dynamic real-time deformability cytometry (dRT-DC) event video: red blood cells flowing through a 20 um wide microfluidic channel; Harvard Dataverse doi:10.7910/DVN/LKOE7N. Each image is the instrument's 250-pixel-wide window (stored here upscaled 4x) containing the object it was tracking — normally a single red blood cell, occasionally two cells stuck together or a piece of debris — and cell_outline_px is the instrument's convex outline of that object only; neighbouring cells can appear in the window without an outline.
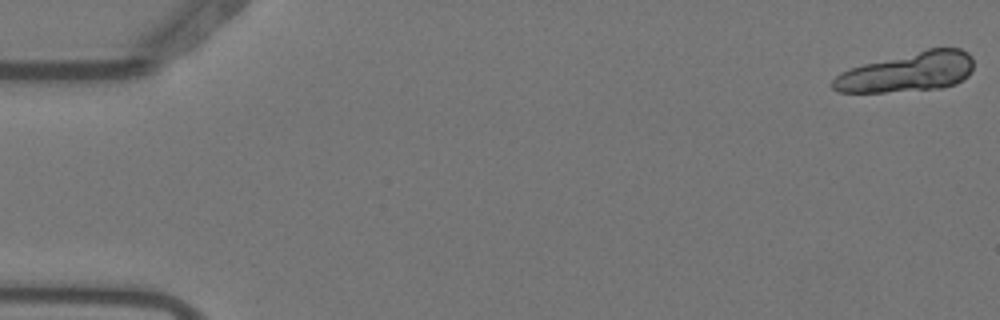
{"species": "Egyptian fruit bat (a non-hibernating species)", "species_latin": "Rousettus aegyptiacus", "temperature_condition": "warm", "stored_images_in_passage": 4, "camera_frame_rate_fps": 3000, "um_per_image_px": 0.085, "animal": {"sex": "female"}, "frame": {"image": 1, "passage_image": 1, "time_ms": 0.0, "image_size_px": [1000, 320], "cell_outline_px": [[972, 72], [968, 76], [956, 84], [940, 88], [884, 92], [836, 92], [832, 88], [832, 80], [840, 72], [864, 64], [928, 48], [960, 48], [968, 52], [972, 56]], "centroid_in_image_um": [77.15, 6.13], "position_along_channel_um": 7.8, "area_um2": 32.31}}